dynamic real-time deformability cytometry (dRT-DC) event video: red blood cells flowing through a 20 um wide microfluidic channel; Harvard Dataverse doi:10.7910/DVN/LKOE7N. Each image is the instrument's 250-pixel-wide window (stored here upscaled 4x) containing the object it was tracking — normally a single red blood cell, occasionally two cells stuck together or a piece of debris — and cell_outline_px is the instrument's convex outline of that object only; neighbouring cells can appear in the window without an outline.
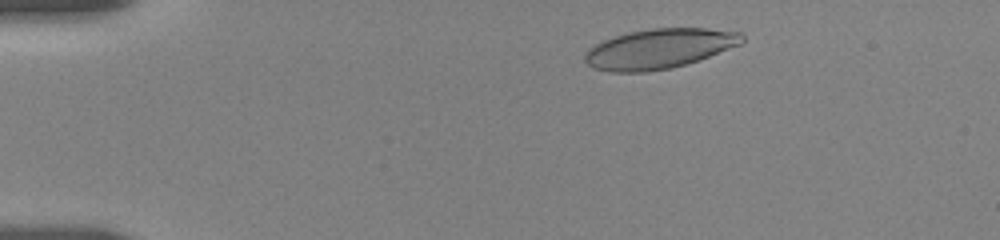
{"species": "human", "species_latin": "Homo sapiens", "temperature_condition": "room temperature", "stored_images_in_passage": 8, "camera_frame_rate_fps": 3000, "um_per_image_px": 0.085, "donor": {"sex": "female"}, "frame": {"image": 1, "passage_image": 2, "time_ms": 1.0, "image_size_px": [1000, 240], "cell_outline_px": [[744, 40], [740, 44], [708, 56], [684, 64], [668, 68], [644, 72], [612, 72], [592, 68], [584, 60], [584, 56], [588, 48], [604, 40], [628, 32], [652, 28], [708, 28], [740, 32], [744, 36]], "centroid_in_image_um": [56.0, 4.13], "position_along_channel_um": 29.0, "area_um2": 36.13}}
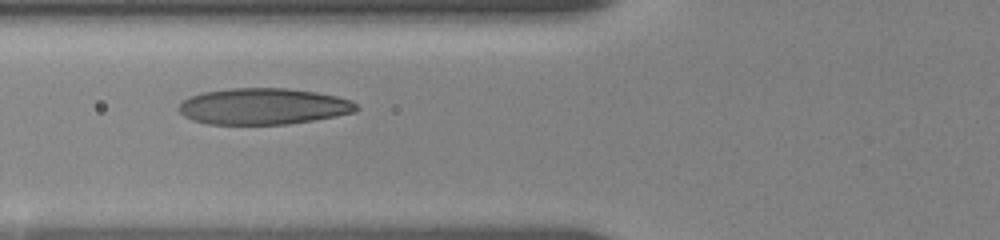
{"frame": {"image": 2, "passage_image": 6, "time_ms": 5.0, "image_size_px": [1000, 240], "cell_outline_px": [[360, 108], [356, 112], [336, 116], [288, 124], [208, 124], [192, 120], [184, 116], [176, 108], [184, 100], [200, 92], [232, 88], [284, 88], [316, 92], [336, 96], [352, 100]], "centroid_in_image_um": [22.38, 9.04], "position_along_channel_um": 103.4, "area_um2": 37.63}}
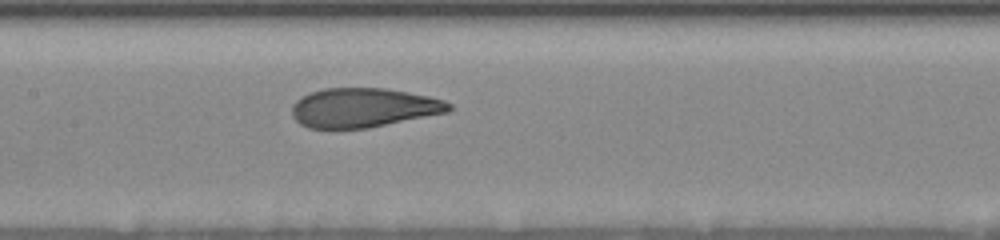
{"frame": {"image": 3, "passage_image": 8, "time_ms": 7.0, "image_size_px": [1000, 240], "cell_outline_px": [[452, 108], [448, 112], [368, 128], [308, 128], [300, 124], [292, 116], [292, 104], [296, 100], [312, 92], [324, 88], [384, 88], [428, 96], [444, 100], [452, 104]], "centroid_in_image_um": [30.89, 9.16], "position_along_channel_um": 176.5, "area_um2": 35.78}}